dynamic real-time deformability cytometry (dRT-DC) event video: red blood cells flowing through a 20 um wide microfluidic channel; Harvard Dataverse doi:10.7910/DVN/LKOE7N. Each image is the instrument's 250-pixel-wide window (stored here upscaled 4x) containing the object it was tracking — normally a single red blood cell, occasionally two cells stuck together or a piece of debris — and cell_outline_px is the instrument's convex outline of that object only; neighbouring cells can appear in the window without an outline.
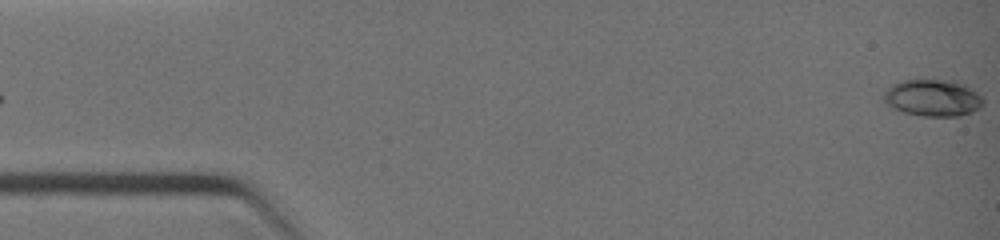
{"species": "common noctule bat (a hibernating species)", "species_latin": "Nyctalus noctula", "temperature_condition": "warm", "stored_images_in_passage": 2, "camera_frame_rate_fps": 3000, "um_per_image_px": 0.085, "animal": {"sex": "female", "body_mass_g": 19.0, "forearm_length_mm": 51.5}, "frame": {"image": 1, "passage_image": 2, "time_ms": 0.667, "image_size_px": [1000, 240], "cell_outline_px": [[984, 104], [980, 108], [972, 112], [960, 116], [920, 116], [904, 112], [892, 108], [884, 100], [884, 92], [892, 84], [900, 80], [952, 80], [968, 84], [984, 100]], "centroid_in_image_um": [79.32, 8.31], "position_along_channel_um": 5.7, "area_um2": 21.56}}